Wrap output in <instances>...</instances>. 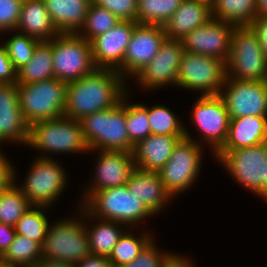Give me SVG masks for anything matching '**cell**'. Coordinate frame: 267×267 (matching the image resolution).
<instances>
[{"label":"cell","mask_w":267,"mask_h":267,"mask_svg":"<svg viewBox=\"0 0 267 267\" xmlns=\"http://www.w3.org/2000/svg\"><path fill=\"white\" fill-rule=\"evenodd\" d=\"M127 81L112 69H95L66 90L64 116L80 120L88 114L106 110L121 102L127 93Z\"/></svg>","instance_id":"1"},{"label":"cell","mask_w":267,"mask_h":267,"mask_svg":"<svg viewBox=\"0 0 267 267\" xmlns=\"http://www.w3.org/2000/svg\"><path fill=\"white\" fill-rule=\"evenodd\" d=\"M126 97L119 104L81 118L80 125L89 152L113 150L132 152L134 144L129 140L126 127Z\"/></svg>","instance_id":"2"},{"label":"cell","mask_w":267,"mask_h":267,"mask_svg":"<svg viewBox=\"0 0 267 267\" xmlns=\"http://www.w3.org/2000/svg\"><path fill=\"white\" fill-rule=\"evenodd\" d=\"M26 146L37 149L42 154L44 151L45 154L37 157L46 159H51L49 153H89L80 121L66 116L32 123Z\"/></svg>","instance_id":"3"},{"label":"cell","mask_w":267,"mask_h":267,"mask_svg":"<svg viewBox=\"0 0 267 267\" xmlns=\"http://www.w3.org/2000/svg\"><path fill=\"white\" fill-rule=\"evenodd\" d=\"M239 185L267 201V142L214 155Z\"/></svg>","instance_id":"4"},{"label":"cell","mask_w":267,"mask_h":267,"mask_svg":"<svg viewBox=\"0 0 267 267\" xmlns=\"http://www.w3.org/2000/svg\"><path fill=\"white\" fill-rule=\"evenodd\" d=\"M80 204L92 216L123 223L130 229L154 215L126 185L93 192Z\"/></svg>","instance_id":"5"},{"label":"cell","mask_w":267,"mask_h":267,"mask_svg":"<svg viewBox=\"0 0 267 267\" xmlns=\"http://www.w3.org/2000/svg\"><path fill=\"white\" fill-rule=\"evenodd\" d=\"M80 205L79 218L73 216L72 219L71 216L49 226L41 245L42 258L75 264L91 254L85 227V208Z\"/></svg>","instance_id":"6"},{"label":"cell","mask_w":267,"mask_h":267,"mask_svg":"<svg viewBox=\"0 0 267 267\" xmlns=\"http://www.w3.org/2000/svg\"><path fill=\"white\" fill-rule=\"evenodd\" d=\"M226 73L234 80H267V60L258 34L252 26L234 27Z\"/></svg>","instance_id":"7"},{"label":"cell","mask_w":267,"mask_h":267,"mask_svg":"<svg viewBox=\"0 0 267 267\" xmlns=\"http://www.w3.org/2000/svg\"><path fill=\"white\" fill-rule=\"evenodd\" d=\"M188 131L185 128V137L179 140L169 160L157 172L172 198L194 185L202 167L203 147Z\"/></svg>","instance_id":"8"},{"label":"cell","mask_w":267,"mask_h":267,"mask_svg":"<svg viewBox=\"0 0 267 267\" xmlns=\"http://www.w3.org/2000/svg\"><path fill=\"white\" fill-rule=\"evenodd\" d=\"M67 82L52 78L49 80L17 84L20 109L31 125L41 120L64 116Z\"/></svg>","instance_id":"9"},{"label":"cell","mask_w":267,"mask_h":267,"mask_svg":"<svg viewBox=\"0 0 267 267\" xmlns=\"http://www.w3.org/2000/svg\"><path fill=\"white\" fill-rule=\"evenodd\" d=\"M226 63L216 57L184 51L177 86L201 92V96L219 95L226 81Z\"/></svg>","instance_id":"10"},{"label":"cell","mask_w":267,"mask_h":267,"mask_svg":"<svg viewBox=\"0 0 267 267\" xmlns=\"http://www.w3.org/2000/svg\"><path fill=\"white\" fill-rule=\"evenodd\" d=\"M54 78L69 83L97 69L91 42L77 34H59L52 39Z\"/></svg>","instance_id":"11"},{"label":"cell","mask_w":267,"mask_h":267,"mask_svg":"<svg viewBox=\"0 0 267 267\" xmlns=\"http://www.w3.org/2000/svg\"><path fill=\"white\" fill-rule=\"evenodd\" d=\"M34 159L24 183L18 186L32 206H45L50 209L66 188L67 172L53 158Z\"/></svg>","instance_id":"12"},{"label":"cell","mask_w":267,"mask_h":267,"mask_svg":"<svg viewBox=\"0 0 267 267\" xmlns=\"http://www.w3.org/2000/svg\"><path fill=\"white\" fill-rule=\"evenodd\" d=\"M191 113L198 134L203 137L196 142L200 145L201 142L209 144L212 154H215L224 145L229 129L230 117L224 100L220 95H200Z\"/></svg>","instance_id":"13"},{"label":"cell","mask_w":267,"mask_h":267,"mask_svg":"<svg viewBox=\"0 0 267 267\" xmlns=\"http://www.w3.org/2000/svg\"><path fill=\"white\" fill-rule=\"evenodd\" d=\"M219 95L230 119L248 115L267 117V81L234 80L227 76Z\"/></svg>","instance_id":"14"},{"label":"cell","mask_w":267,"mask_h":267,"mask_svg":"<svg viewBox=\"0 0 267 267\" xmlns=\"http://www.w3.org/2000/svg\"><path fill=\"white\" fill-rule=\"evenodd\" d=\"M184 48L181 40L165 39L157 55L135 76L140 88L158 90L169 84L177 86Z\"/></svg>","instance_id":"15"},{"label":"cell","mask_w":267,"mask_h":267,"mask_svg":"<svg viewBox=\"0 0 267 267\" xmlns=\"http://www.w3.org/2000/svg\"><path fill=\"white\" fill-rule=\"evenodd\" d=\"M234 27L233 24L212 18L181 39L184 51L216 57L226 63Z\"/></svg>","instance_id":"16"},{"label":"cell","mask_w":267,"mask_h":267,"mask_svg":"<svg viewBox=\"0 0 267 267\" xmlns=\"http://www.w3.org/2000/svg\"><path fill=\"white\" fill-rule=\"evenodd\" d=\"M95 164V176L90 180L83 195V202L93 193L106 188L119 187L127 184L136 169L132 152L98 150Z\"/></svg>","instance_id":"17"},{"label":"cell","mask_w":267,"mask_h":267,"mask_svg":"<svg viewBox=\"0 0 267 267\" xmlns=\"http://www.w3.org/2000/svg\"><path fill=\"white\" fill-rule=\"evenodd\" d=\"M137 25V22L122 20L91 41L92 57L96 68L116 70L123 77L125 51Z\"/></svg>","instance_id":"18"},{"label":"cell","mask_w":267,"mask_h":267,"mask_svg":"<svg viewBox=\"0 0 267 267\" xmlns=\"http://www.w3.org/2000/svg\"><path fill=\"white\" fill-rule=\"evenodd\" d=\"M165 39L164 26L138 24L125 51L123 78L127 80V75L135 77L157 55Z\"/></svg>","instance_id":"19"},{"label":"cell","mask_w":267,"mask_h":267,"mask_svg":"<svg viewBox=\"0 0 267 267\" xmlns=\"http://www.w3.org/2000/svg\"><path fill=\"white\" fill-rule=\"evenodd\" d=\"M29 129L20 109L17 84L0 85V146L6 141L26 146Z\"/></svg>","instance_id":"20"},{"label":"cell","mask_w":267,"mask_h":267,"mask_svg":"<svg viewBox=\"0 0 267 267\" xmlns=\"http://www.w3.org/2000/svg\"><path fill=\"white\" fill-rule=\"evenodd\" d=\"M185 135H153L138 141L132 150L136 168L158 172L169 160L174 147Z\"/></svg>","instance_id":"21"},{"label":"cell","mask_w":267,"mask_h":267,"mask_svg":"<svg viewBox=\"0 0 267 267\" xmlns=\"http://www.w3.org/2000/svg\"><path fill=\"white\" fill-rule=\"evenodd\" d=\"M210 19L211 4L206 0H183L171 18L163 25L167 39L181 40Z\"/></svg>","instance_id":"22"},{"label":"cell","mask_w":267,"mask_h":267,"mask_svg":"<svg viewBox=\"0 0 267 267\" xmlns=\"http://www.w3.org/2000/svg\"><path fill=\"white\" fill-rule=\"evenodd\" d=\"M129 191L137 196L143 204L155 215L163 211L164 205L172 199L165 190L157 172L144 171L136 168L127 181Z\"/></svg>","instance_id":"23"},{"label":"cell","mask_w":267,"mask_h":267,"mask_svg":"<svg viewBox=\"0 0 267 267\" xmlns=\"http://www.w3.org/2000/svg\"><path fill=\"white\" fill-rule=\"evenodd\" d=\"M267 142V117L244 116L229 120L227 139L219 150H235Z\"/></svg>","instance_id":"24"},{"label":"cell","mask_w":267,"mask_h":267,"mask_svg":"<svg viewBox=\"0 0 267 267\" xmlns=\"http://www.w3.org/2000/svg\"><path fill=\"white\" fill-rule=\"evenodd\" d=\"M15 31L39 41H50L59 35L43 0L23 1Z\"/></svg>","instance_id":"25"},{"label":"cell","mask_w":267,"mask_h":267,"mask_svg":"<svg viewBox=\"0 0 267 267\" xmlns=\"http://www.w3.org/2000/svg\"><path fill=\"white\" fill-rule=\"evenodd\" d=\"M59 34H77L92 0H43Z\"/></svg>","instance_id":"26"},{"label":"cell","mask_w":267,"mask_h":267,"mask_svg":"<svg viewBox=\"0 0 267 267\" xmlns=\"http://www.w3.org/2000/svg\"><path fill=\"white\" fill-rule=\"evenodd\" d=\"M91 218L93 219V221L97 220V222L92 226L88 225L86 221L91 220ZM85 222V227L88 233L90 253L93 255L109 257L113 250V247L125 232L124 229L126 225L116 221L94 217L86 209Z\"/></svg>","instance_id":"27"},{"label":"cell","mask_w":267,"mask_h":267,"mask_svg":"<svg viewBox=\"0 0 267 267\" xmlns=\"http://www.w3.org/2000/svg\"><path fill=\"white\" fill-rule=\"evenodd\" d=\"M54 78L52 40L40 41L32 59L17 70V84H31Z\"/></svg>","instance_id":"28"},{"label":"cell","mask_w":267,"mask_h":267,"mask_svg":"<svg viewBox=\"0 0 267 267\" xmlns=\"http://www.w3.org/2000/svg\"><path fill=\"white\" fill-rule=\"evenodd\" d=\"M211 14L234 26H251L257 18L256 0H214Z\"/></svg>","instance_id":"29"},{"label":"cell","mask_w":267,"mask_h":267,"mask_svg":"<svg viewBox=\"0 0 267 267\" xmlns=\"http://www.w3.org/2000/svg\"><path fill=\"white\" fill-rule=\"evenodd\" d=\"M140 234L135 236L136 234H133L131 230L129 232L126 229L108 257L112 267H119L132 262L154 239V236L150 235L152 233H148V231Z\"/></svg>","instance_id":"30"},{"label":"cell","mask_w":267,"mask_h":267,"mask_svg":"<svg viewBox=\"0 0 267 267\" xmlns=\"http://www.w3.org/2000/svg\"><path fill=\"white\" fill-rule=\"evenodd\" d=\"M183 0H138L136 22L138 24L164 25Z\"/></svg>","instance_id":"31"},{"label":"cell","mask_w":267,"mask_h":267,"mask_svg":"<svg viewBox=\"0 0 267 267\" xmlns=\"http://www.w3.org/2000/svg\"><path fill=\"white\" fill-rule=\"evenodd\" d=\"M40 259H42L41 245L28 237L17 234L1 256L2 262L24 267H32Z\"/></svg>","instance_id":"32"},{"label":"cell","mask_w":267,"mask_h":267,"mask_svg":"<svg viewBox=\"0 0 267 267\" xmlns=\"http://www.w3.org/2000/svg\"><path fill=\"white\" fill-rule=\"evenodd\" d=\"M47 208L45 206H31L14 225L16 234L28 237L42 245L50 226L48 218L43 212Z\"/></svg>","instance_id":"33"},{"label":"cell","mask_w":267,"mask_h":267,"mask_svg":"<svg viewBox=\"0 0 267 267\" xmlns=\"http://www.w3.org/2000/svg\"><path fill=\"white\" fill-rule=\"evenodd\" d=\"M121 21L106 8L91 3L84 24L77 35L91 42L94 38L106 33Z\"/></svg>","instance_id":"34"},{"label":"cell","mask_w":267,"mask_h":267,"mask_svg":"<svg viewBox=\"0 0 267 267\" xmlns=\"http://www.w3.org/2000/svg\"><path fill=\"white\" fill-rule=\"evenodd\" d=\"M31 206L17 182L13 183L0 193V222L14 226Z\"/></svg>","instance_id":"35"},{"label":"cell","mask_w":267,"mask_h":267,"mask_svg":"<svg viewBox=\"0 0 267 267\" xmlns=\"http://www.w3.org/2000/svg\"><path fill=\"white\" fill-rule=\"evenodd\" d=\"M148 123L153 135H185L180 118L165 105L148 107Z\"/></svg>","instance_id":"36"},{"label":"cell","mask_w":267,"mask_h":267,"mask_svg":"<svg viewBox=\"0 0 267 267\" xmlns=\"http://www.w3.org/2000/svg\"><path fill=\"white\" fill-rule=\"evenodd\" d=\"M12 33H14L12 37L2 44L14 68L18 70L32 59L33 52L40 41L17 31Z\"/></svg>","instance_id":"37"},{"label":"cell","mask_w":267,"mask_h":267,"mask_svg":"<svg viewBox=\"0 0 267 267\" xmlns=\"http://www.w3.org/2000/svg\"><path fill=\"white\" fill-rule=\"evenodd\" d=\"M126 98V127L129 140L135 145L151 134L148 123V106L141 103L129 104Z\"/></svg>","instance_id":"38"},{"label":"cell","mask_w":267,"mask_h":267,"mask_svg":"<svg viewBox=\"0 0 267 267\" xmlns=\"http://www.w3.org/2000/svg\"><path fill=\"white\" fill-rule=\"evenodd\" d=\"M154 240L132 262L119 267H171L181 255L159 250Z\"/></svg>","instance_id":"39"},{"label":"cell","mask_w":267,"mask_h":267,"mask_svg":"<svg viewBox=\"0 0 267 267\" xmlns=\"http://www.w3.org/2000/svg\"><path fill=\"white\" fill-rule=\"evenodd\" d=\"M92 3L106 8L120 20L136 22L138 0H92Z\"/></svg>","instance_id":"40"},{"label":"cell","mask_w":267,"mask_h":267,"mask_svg":"<svg viewBox=\"0 0 267 267\" xmlns=\"http://www.w3.org/2000/svg\"><path fill=\"white\" fill-rule=\"evenodd\" d=\"M24 0H0V33L15 31Z\"/></svg>","instance_id":"41"},{"label":"cell","mask_w":267,"mask_h":267,"mask_svg":"<svg viewBox=\"0 0 267 267\" xmlns=\"http://www.w3.org/2000/svg\"><path fill=\"white\" fill-rule=\"evenodd\" d=\"M17 84V70L14 68L6 48L0 44V85Z\"/></svg>","instance_id":"42"},{"label":"cell","mask_w":267,"mask_h":267,"mask_svg":"<svg viewBox=\"0 0 267 267\" xmlns=\"http://www.w3.org/2000/svg\"><path fill=\"white\" fill-rule=\"evenodd\" d=\"M0 149V193L8 189L16 181L15 167ZM15 179V180H14Z\"/></svg>","instance_id":"43"},{"label":"cell","mask_w":267,"mask_h":267,"mask_svg":"<svg viewBox=\"0 0 267 267\" xmlns=\"http://www.w3.org/2000/svg\"><path fill=\"white\" fill-rule=\"evenodd\" d=\"M15 235L16 232L14 226L0 222V257L9 248Z\"/></svg>","instance_id":"44"},{"label":"cell","mask_w":267,"mask_h":267,"mask_svg":"<svg viewBox=\"0 0 267 267\" xmlns=\"http://www.w3.org/2000/svg\"><path fill=\"white\" fill-rule=\"evenodd\" d=\"M251 26L258 34L263 54L267 60V17L256 18Z\"/></svg>","instance_id":"45"},{"label":"cell","mask_w":267,"mask_h":267,"mask_svg":"<svg viewBox=\"0 0 267 267\" xmlns=\"http://www.w3.org/2000/svg\"><path fill=\"white\" fill-rule=\"evenodd\" d=\"M75 267H112L108 257L90 254L82 261L75 263Z\"/></svg>","instance_id":"46"},{"label":"cell","mask_w":267,"mask_h":267,"mask_svg":"<svg viewBox=\"0 0 267 267\" xmlns=\"http://www.w3.org/2000/svg\"><path fill=\"white\" fill-rule=\"evenodd\" d=\"M32 267H75V264L42 258Z\"/></svg>","instance_id":"47"},{"label":"cell","mask_w":267,"mask_h":267,"mask_svg":"<svg viewBox=\"0 0 267 267\" xmlns=\"http://www.w3.org/2000/svg\"><path fill=\"white\" fill-rule=\"evenodd\" d=\"M185 256H180L171 267H195L194 262L190 258L188 259V256Z\"/></svg>","instance_id":"48"},{"label":"cell","mask_w":267,"mask_h":267,"mask_svg":"<svg viewBox=\"0 0 267 267\" xmlns=\"http://www.w3.org/2000/svg\"><path fill=\"white\" fill-rule=\"evenodd\" d=\"M257 18L267 17V0H256Z\"/></svg>","instance_id":"49"},{"label":"cell","mask_w":267,"mask_h":267,"mask_svg":"<svg viewBox=\"0 0 267 267\" xmlns=\"http://www.w3.org/2000/svg\"><path fill=\"white\" fill-rule=\"evenodd\" d=\"M0 267H24V266H19V265H14V264H8V263L2 262L0 260Z\"/></svg>","instance_id":"50"},{"label":"cell","mask_w":267,"mask_h":267,"mask_svg":"<svg viewBox=\"0 0 267 267\" xmlns=\"http://www.w3.org/2000/svg\"><path fill=\"white\" fill-rule=\"evenodd\" d=\"M207 2H209L210 4L214 1V0H206Z\"/></svg>","instance_id":"51"}]
</instances>
